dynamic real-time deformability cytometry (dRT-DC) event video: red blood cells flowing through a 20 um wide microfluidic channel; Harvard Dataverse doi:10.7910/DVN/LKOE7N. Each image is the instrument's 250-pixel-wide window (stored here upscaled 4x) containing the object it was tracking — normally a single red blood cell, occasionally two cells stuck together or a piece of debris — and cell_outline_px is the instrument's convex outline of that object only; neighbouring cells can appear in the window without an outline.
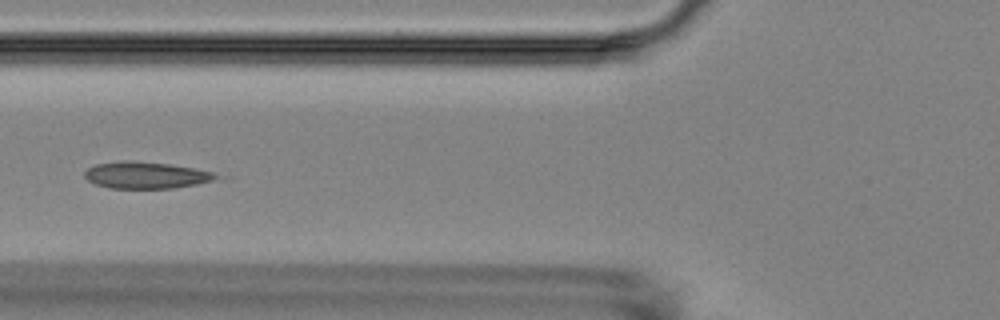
{"species": "Egyptian fruit bat (a non-hibernating species)", "species_latin": "Rousettus aegyptiacus", "temperature_condition": "room temperature", "stored_images_in_passage": 8, "camera_frame_rate_fps": 3000, "um_per_image_px": 0.085, "animal": {"sex": "female"}, "frame": {"image": 1, "passage_image": 5, "time_ms": 4.667, "image_size_px": [1000, 320], "cell_outline_px": [[232, 176], [196, 184], [172, 188], [108, 188], [96, 184], [88, 180], [84, 176], [84, 172], [88, 168], [96, 164], [124, 160], [128, 160], [168, 164], [192, 168]], "centroid_in_image_um": [12.47, 14.89], "position_along_channel_um": 113.3, "area_um2": 20.58}}
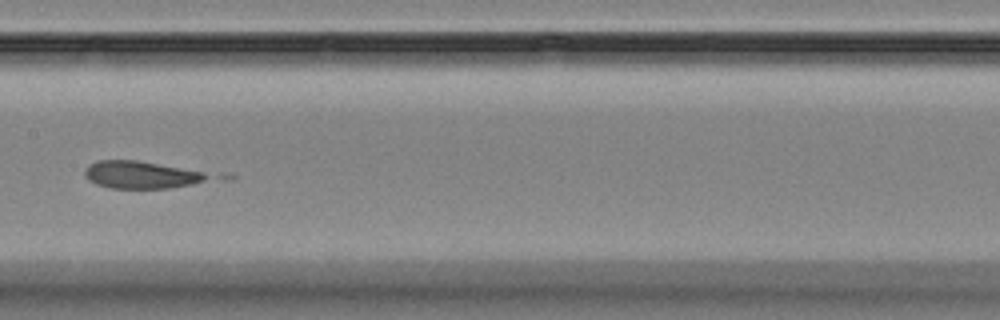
{"frame": {"image": 2, "passage_image": 7, "time_ms": 7.0, "image_size_px": [1000, 320], "cell_outline_px": [[236, 180], [172, 188], [108, 188], [96, 184], [88, 180], [84, 176], [84, 172], [88, 164], [96, 160], [136, 160], [236, 176]], "centroid_in_image_um": [12.57, 14.88], "position_along_channel_um": 194.8, "area_um2": 21.96}}
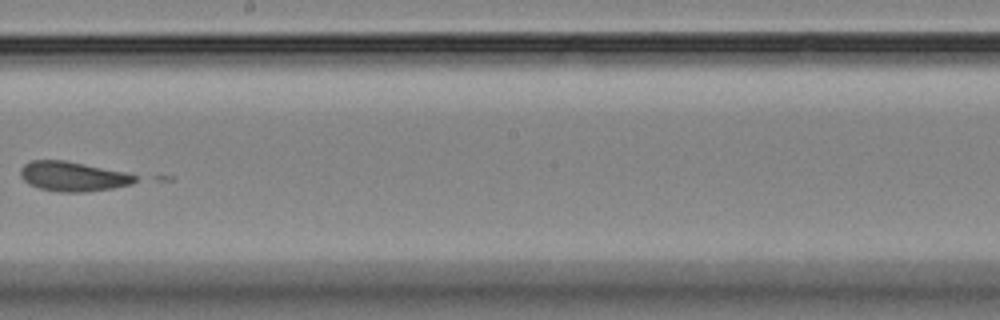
{"frame": {"image": 3, "passage_image": 8, "time_ms": 8.333, "image_size_px": [1000, 320], "cell_outline_px": [[140, 180], [132, 184], [112, 188], [84, 192], [56, 192], [40, 188], [28, 184], [20, 176], [20, 168], [24, 164], [32, 160], [64, 160], [124, 172], [136, 176]], "centroid_in_image_um": [6.18, 15.0], "position_along_channel_um": 242.0, "area_um2": 19.83}}